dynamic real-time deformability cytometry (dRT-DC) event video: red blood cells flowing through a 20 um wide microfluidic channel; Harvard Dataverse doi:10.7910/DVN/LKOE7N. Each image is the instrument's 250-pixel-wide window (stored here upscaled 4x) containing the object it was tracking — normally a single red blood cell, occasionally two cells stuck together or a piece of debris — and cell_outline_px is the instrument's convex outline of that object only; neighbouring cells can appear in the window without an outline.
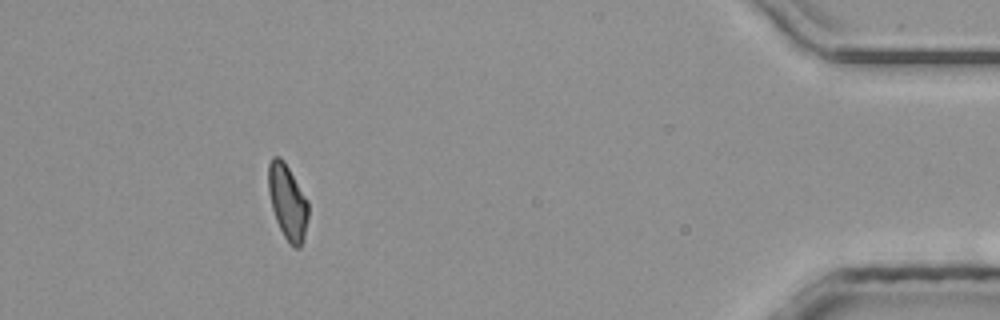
{"species": "common noctule bat (a hibernating species)", "species_latin": "Nyctalus noctula", "temperature_condition": "room temperature", "stored_images_in_passage": 43, "camera_frame_rate_fps": 3000, "um_per_image_px": 0.085, "animal": {"sex": "male", "body_mass_g": 20.4}, "frame": {"image": 1, "passage_image": 39, "time_ms": 12.667, "image_size_px": [1000, 320], "cell_outline_px": [[308, 220], [304, 240], [300, 248], [292, 248], [288, 244], [276, 220], [272, 208], [268, 192], [268, 164], [272, 156], [280, 156], [284, 160], [308, 200]], "centroid_in_image_um": [24.45, 17.18], "position_along_channel_um": 410.8, "area_um2": 17.8}}